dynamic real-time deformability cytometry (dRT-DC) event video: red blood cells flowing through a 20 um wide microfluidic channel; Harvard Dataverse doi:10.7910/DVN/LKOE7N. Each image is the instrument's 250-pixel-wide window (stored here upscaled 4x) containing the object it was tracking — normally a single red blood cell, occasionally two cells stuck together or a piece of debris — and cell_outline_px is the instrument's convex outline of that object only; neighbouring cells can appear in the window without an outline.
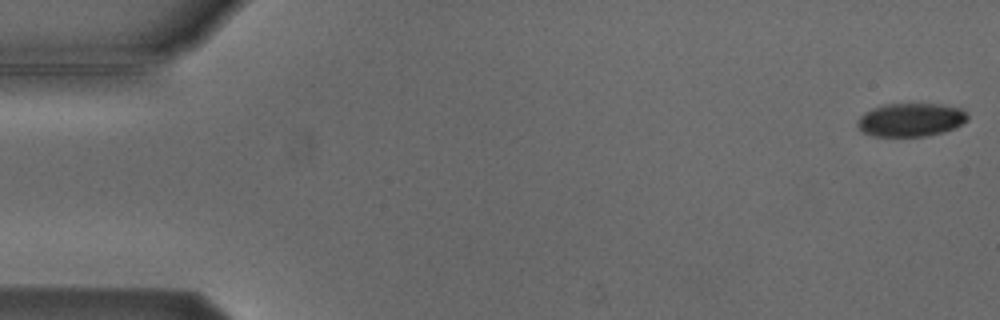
{"species": "Egyptian fruit bat (a non-hibernating species)", "species_latin": "Rousettus aegyptiacus", "temperature_condition": "cold", "stored_images_in_passage": 4, "camera_frame_rate_fps": 3000, "um_per_image_px": 0.085, "animal": {"sex": "male"}, "frame": {"image": 1, "passage_image": 1, "time_ms": 0.0, "image_size_px": [1000, 320], "cell_outline_px": [[968, 120], [944, 132], [924, 136], [872, 136], [860, 132], [856, 124], [856, 120], [864, 112], [872, 108], [884, 104], [940, 104], [964, 108], [968, 112]], "centroid_in_image_um": [77.39, 10.17], "position_along_channel_um": 7.6, "area_um2": 21.73}}
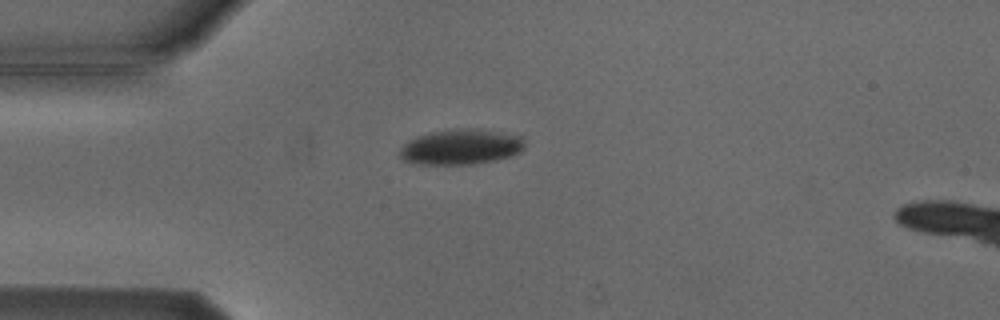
{"frame": {"image": 2, "passage_image": 4, "time_ms": 4.333, "image_size_px": [1000, 320], "cell_outline_px": [[524, 148], [520, 152], [512, 156], [472, 164], [420, 164], [404, 160], [400, 156], [400, 148], [408, 140], [416, 136], [432, 132], [460, 128], [468, 128], [524, 136]], "centroid_in_image_um": [39.18, 12.48], "position_along_channel_um": 45.8, "area_um2": 25.49}}